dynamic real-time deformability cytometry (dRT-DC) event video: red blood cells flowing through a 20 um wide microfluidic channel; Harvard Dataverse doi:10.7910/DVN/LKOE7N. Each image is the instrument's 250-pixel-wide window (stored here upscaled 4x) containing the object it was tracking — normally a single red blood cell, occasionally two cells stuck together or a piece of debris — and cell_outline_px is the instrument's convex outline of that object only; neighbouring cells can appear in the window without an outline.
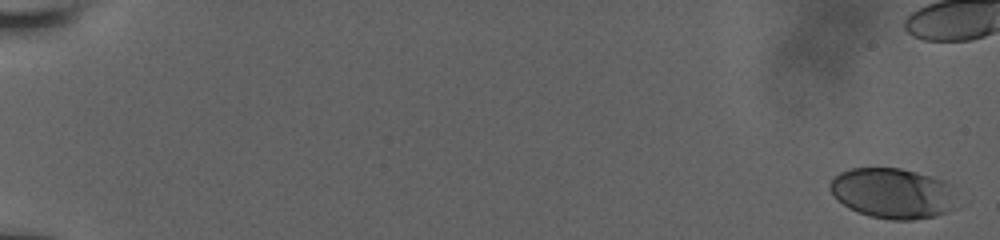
{"species": "human", "species_latin": "Homo sapiens", "temperature_condition": "room temperature", "stored_images_in_passage": 58, "camera_frame_rate_fps": 3000, "um_per_image_px": 0.085, "donor": {"sex": "male"}, "frame": {"image": 1, "passage_image": 1, "time_ms": 0.0, "image_size_px": [1000, 240], "cell_outline_px": [[944, 212], [936, 216], [912, 220], [892, 220], [872, 216], [848, 208], [832, 192], [828, 184], [840, 172], [852, 168], [900, 168], [932, 176], [940, 180], [944, 184]], "centroid_in_image_um": [75.64, 16.4], "position_along_channel_um": 9.4, "area_um2": 35.03}}
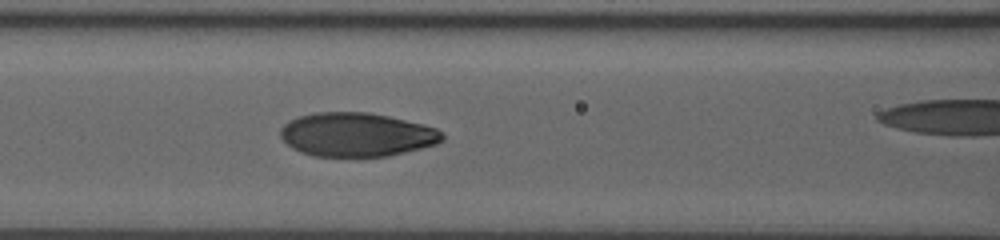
{"frame": {"image": 2, "passage_image": 43, "time_ms": 8.667, "image_size_px": [1000, 240], "cell_outline_px": [[444, 140], [436, 144], [388, 156], [312, 156], [300, 152], [292, 148], [280, 136], [280, 128], [288, 120], [300, 116], [316, 112], [368, 112], [388, 116], [436, 128], [444, 132]], "centroid_in_image_um": [30.29, 11.44], "position_along_channel_um": 136.3, "area_um2": 41.27}}
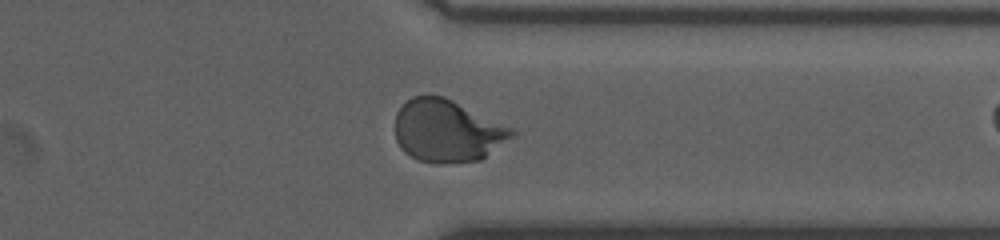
{"frame": {"image": 3, "passage_image": 57, "time_ms": 14.667, "image_size_px": [1000, 240], "cell_outline_px": [[516, 136], [480, 160], [444, 164], [440, 164], [416, 160], [404, 152], [400, 148], [396, 140], [396, 112], [404, 100], [412, 96], [428, 92], [444, 96], [512, 128], [516, 132]], "centroid_in_image_um": [37.98, 11.11], "position_along_channel_um": 373.4, "area_um2": 43.18}}